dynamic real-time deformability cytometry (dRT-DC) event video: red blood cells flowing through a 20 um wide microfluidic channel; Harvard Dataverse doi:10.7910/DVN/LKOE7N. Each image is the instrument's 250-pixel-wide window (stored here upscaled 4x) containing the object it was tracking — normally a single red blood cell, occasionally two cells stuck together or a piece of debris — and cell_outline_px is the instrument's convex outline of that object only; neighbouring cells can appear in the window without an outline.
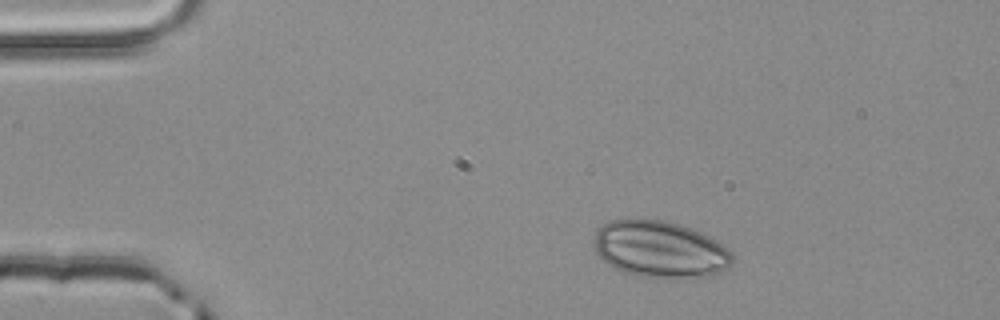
{"species": "common noctule bat (a hibernating species)", "species_latin": "Nyctalus noctula", "temperature_condition": "room temperature", "stored_images_in_passage": 4, "camera_frame_rate_fps": 3000, "um_per_image_px": 0.085, "animal": {"sex": "male", "body_mass_g": 20.4}, "frame": {"image": 1, "passage_image": 4, "time_ms": 1.0, "image_size_px": [1000, 320], "cell_outline_px": [[732, 264], [724, 272], [708, 276], [636, 276], [624, 272], [608, 264], [596, 252], [596, 232], [604, 224], [612, 220], [664, 220], [680, 224], [692, 228], [716, 240], [732, 252]], "centroid_in_image_um": [56.15, 21.18], "position_along_channel_um": 28.9, "area_um2": 44.91}}